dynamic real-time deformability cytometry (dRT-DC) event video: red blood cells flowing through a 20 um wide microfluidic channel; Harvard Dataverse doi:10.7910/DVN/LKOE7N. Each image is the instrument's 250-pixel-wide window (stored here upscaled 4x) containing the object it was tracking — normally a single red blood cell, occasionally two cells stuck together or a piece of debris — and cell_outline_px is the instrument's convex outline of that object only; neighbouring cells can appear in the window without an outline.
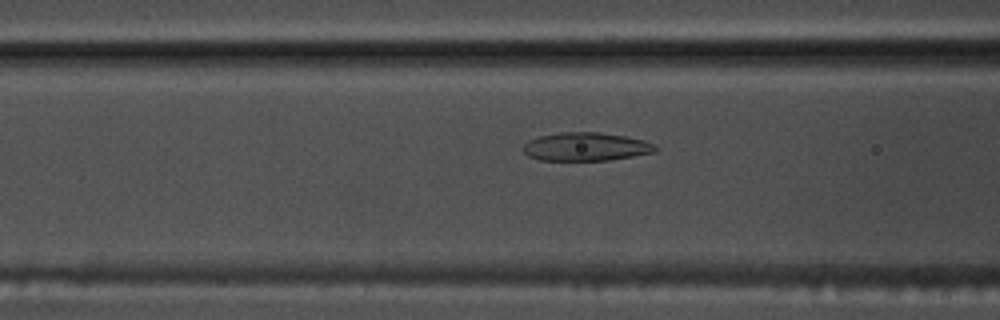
{"species": "common noctule bat (a hibernating species)", "species_latin": "Nyctalus noctula", "temperature_condition": "warm", "stored_images_in_passage": 54, "camera_frame_rate_fps": 3000, "um_per_image_px": 0.085, "animal": {"sex": "male", "body_mass_g": 17.5, "forearm_length_mm": 52.3}, "frame": {"image": 1, "passage_image": 21, "time_ms": 6.667, "image_size_px": [1000, 320], "cell_outline_px": [[656, 152], [608, 160], [540, 160], [528, 156], [520, 148], [528, 140], [540, 136], [560, 132], [600, 132], [624, 136], [644, 140], [656, 144]], "centroid_in_image_um": [49.78, 12.46], "position_along_channel_um": 116.8, "area_um2": 21.91}}
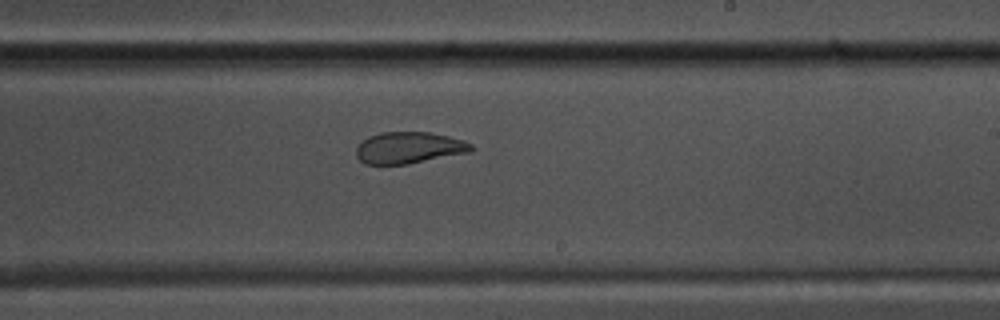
{"frame": {"image": 2, "passage_image": 32, "time_ms": 10.333, "image_size_px": [1000, 320], "cell_outline_px": [[476, 148], [468, 152], [408, 164], [364, 164], [356, 156], [356, 148], [368, 136], [380, 132], [428, 132], [448, 136], [464, 140], [472, 144]], "centroid_in_image_um": [34.76, 12.55], "position_along_channel_um": 254.2, "area_um2": 21.1}}
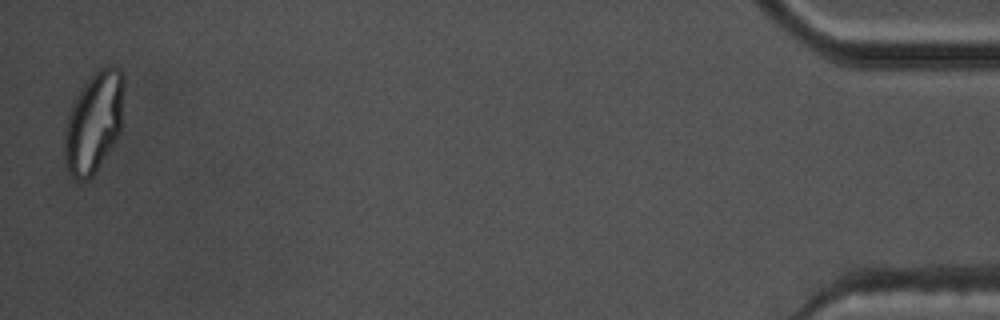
{"frame": {"image": 3, "passage_image": 53, "time_ms": 17.333, "image_size_px": [1000, 320], "cell_outline_px": [[124, 84], [120, 128], [112, 144], [92, 176], [88, 180], [76, 180], [68, 172], [64, 164], [64, 128], [68, 116], [80, 92], [88, 80], [100, 68], [120, 68], [124, 76]], "centroid_in_image_um": [7.95, 10.44], "position_along_channel_um": 427.2, "area_um2": 33.99}, "authors_computed_cell_mechanics": {"area_um2": 24.3049, "velocity_mm_per_s": 3.7641, "shape_relaxation_time_tau1_ms": 9.7086, "shape_relaxation_time_tau2_ms": 1.5936, "deformation_change_tau1": 0.2514, "deformation_change_tau2": 0.0728}}